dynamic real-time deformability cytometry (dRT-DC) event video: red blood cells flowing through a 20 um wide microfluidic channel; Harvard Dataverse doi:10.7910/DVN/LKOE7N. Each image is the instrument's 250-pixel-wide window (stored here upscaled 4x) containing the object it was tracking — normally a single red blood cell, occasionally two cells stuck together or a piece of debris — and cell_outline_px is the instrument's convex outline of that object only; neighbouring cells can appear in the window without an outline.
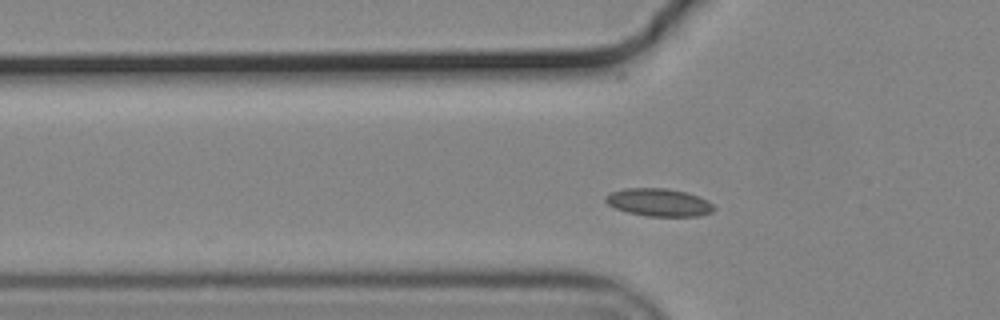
{"species": "common noctule bat (a hibernating species)", "species_latin": "Nyctalus noctula", "temperature_condition": "cold", "stored_images_in_passage": 43, "camera_frame_rate_fps": 3000, "um_per_image_px": 0.085, "animal": {"sex": "male", "body_mass_g": 19.2, "forearm_length_mm": 51.8}, "frame": {"image": 1, "passage_image": 5, "time_ms": 1.333, "image_size_px": [1000, 320], "cell_outline_px": [[716, 208], [712, 212], [700, 216], [648, 216], [628, 212], [616, 208], [608, 204], [604, 200], [604, 196], [612, 192], [624, 188], [664, 188], [684, 192], [696, 196], [712, 204]], "centroid_in_image_um": [55.97, 17.21], "position_along_channel_um": 69.8, "area_um2": 17.28}}
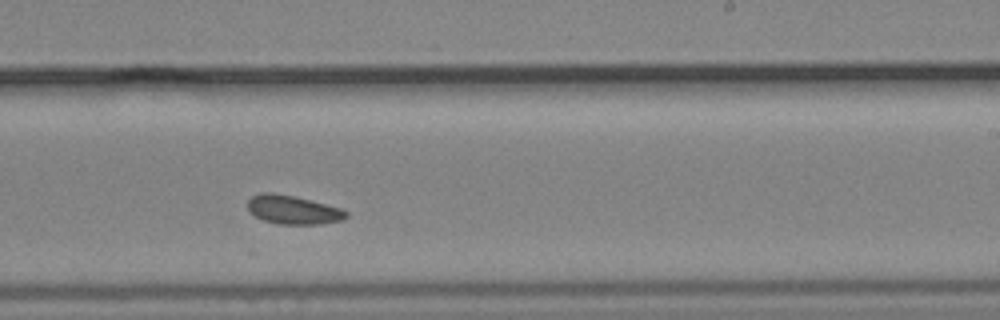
{"frame": {"image": 2, "passage_image": 21, "time_ms": 6.667, "image_size_px": [1000, 320], "cell_outline_px": [[348, 216], [344, 220], [320, 224], [280, 224], [264, 220], [256, 216], [248, 208], [248, 200], [252, 196], [260, 192], [272, 192], [292, 196], [340, 208], [348, 212]], "centroid_in_image_um": [24.91, 17.83], "position_along_channel_um": 264.1, "area_um2": 16.24}}
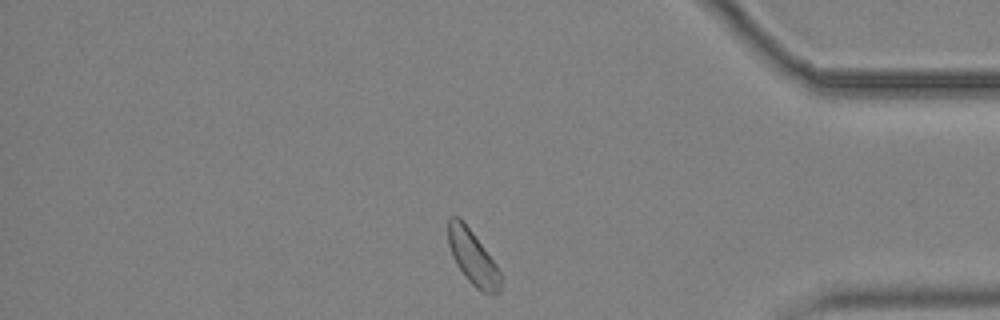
{"frame": {"image": 3, "passage_image": 34, "time_ms": 11.0, "image_size_px": [1000, 320], "cell_outline_px": [[500, 292], [484, 292], [476, 288], [464, 276], [456, 264], [452, 256], [448, 244], [448, 220], [452, 216], [460, 216], [496, 264], [500, 272]], "centroid_in_image_um": [40.15, 21.85], "position_along_channel_um": 395.1, "area_um2": 16.36}, "authors_computed_cell_mechanics": {"area_um2": 16.5886, "velocity_mm_per_s": 3.6554, "shape_relaxation_time_tau1_ms": null, "shape_relaxation_time_tau2_ms": 8.631, "deformation_change_tau1": null, "deformation_change_tau2": 0.1144}}